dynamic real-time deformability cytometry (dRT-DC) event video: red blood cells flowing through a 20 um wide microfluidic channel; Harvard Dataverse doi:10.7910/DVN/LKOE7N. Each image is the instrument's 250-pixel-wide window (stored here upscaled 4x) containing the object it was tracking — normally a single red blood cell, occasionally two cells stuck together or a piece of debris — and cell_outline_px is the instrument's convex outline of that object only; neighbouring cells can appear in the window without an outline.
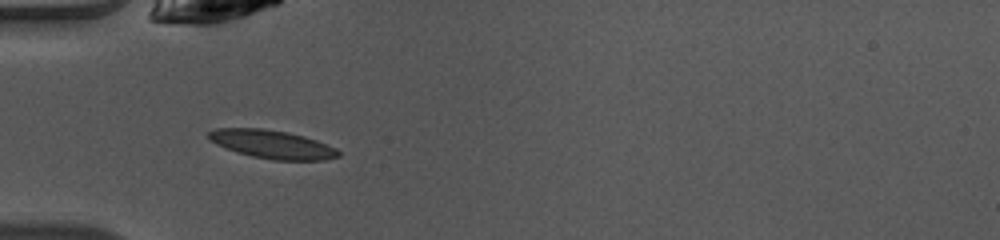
{"species": "common noctule bat (a hibernating species)", "species_latin": "Nyctalus noctula", "temperature_condition": "warm", "stored_images_in_passage": 32, "camera_frame_rate_fps": 3000, "um_per_image_px": 0.085, "animal": {"sex": "female", "body_mass_g": 10.0, "forearm_length_mm": 53.1}, "frame": {"image": 1, "passage_image": 1, "time_ms": 0.0, "image_size_px": [1000, 240], "cell_outline_px": [[340, 156], [324, 160], [272, 160], [252, 156], [216, 144], [208, 136], [208, 132], [216, 128], [264, 128], [288, 132], [304, 136], [316, 140], [336, 148], [340, 152]], "centroid_in_image_um": [23.17, 12.26], "position_along_channel_um": 61.8, "area_um2": 21.27}}
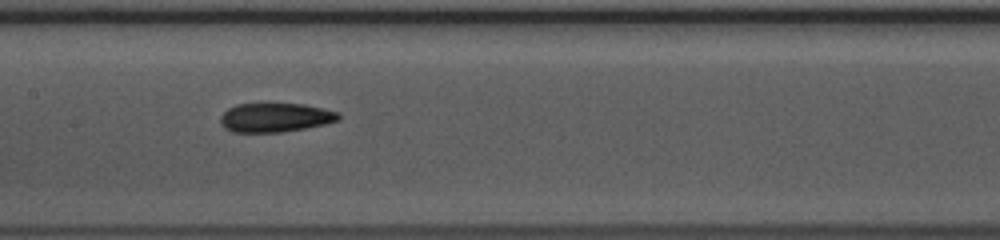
{"frame": {"image": 2, "passage_image": 10, "time_ms": 3.0, "image_size_px": [1000, 240], "cell_outline_px": [[340, 120], [324, 124], [304, 128], [280, 132], [232, 132], [224, 128], [220, 124], [220, 116], [228, 108], [236, 104], [304, 104], [324, 108], [340, 112]], "centroid_in_image_um": [23.39, 9.99], "position_along_channel_um": 184.0, "area_um2": 20.06}}
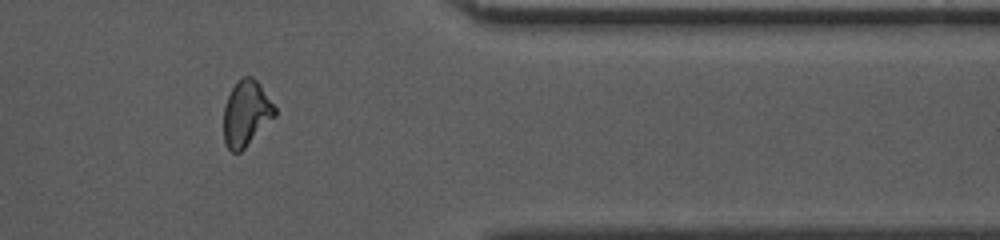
{"frame": {"image": 3, "passage_image": 26, "time_ms": 8.333, "image_size_px": [1000, 240], "cell_outline_px": [[276, 116], [240, 152], [232, 152], [228, 148], [224, 140], [224, 108], [228, 96], [232, 88], [244, 76], [252, 76], [260, 84], [276, 108]], "centroid_in_image_um": [20.94, 9.64], "position_along_channel_um": 390.5, "area_um2": 19.31}}